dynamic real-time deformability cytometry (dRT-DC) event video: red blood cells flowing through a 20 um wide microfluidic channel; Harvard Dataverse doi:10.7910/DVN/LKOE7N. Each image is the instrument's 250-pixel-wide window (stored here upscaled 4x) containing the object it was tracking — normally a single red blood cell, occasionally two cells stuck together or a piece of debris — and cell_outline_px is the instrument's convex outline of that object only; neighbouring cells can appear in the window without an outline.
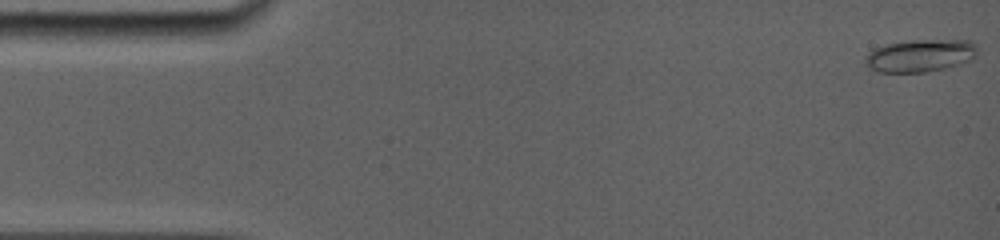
{"species": "common noctule bat (a hibernating species)", "species_latin": "Nyctalus noctula", "temperature_condition": "room temperature", "stored_images_in_passage": 51, "camera_frame_rate_fps": 5000, "um_per_image_px": 0.085, "animal": {"sex": "female", "body_mass_g": 19.0, "forearm_length_mm": 56.7}, "frame": {"image": 1, "passage_image": 1, "time_ms": 0.0, "image_size_px": [1000, 240], "cell_outline_px": [[976, 56], [960, 64], [944, 68], [924, 72], [880, 72], [872, 68], [864, 60], [864, 56], [868, 52], [876, 48], [888, 44], [912, 40], [972, 40], [976, 44]], "centroid_in_image_um": [78.24, 4.71], "position_along_channel_um": 6.8, "area_um2": 21.04}}
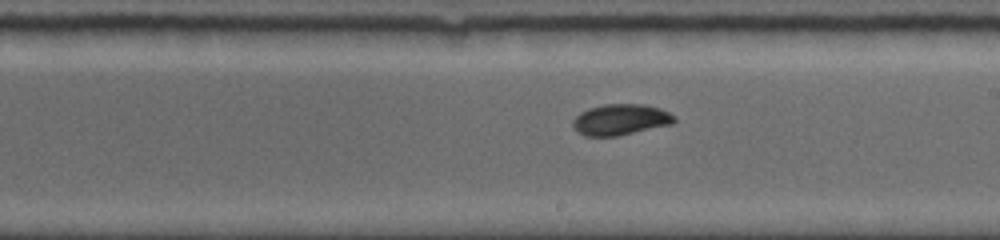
{"frame": {"image": 2, "passage_image": 29, "time_ms": 9.2, "image_size_px": [1000, 240], "cell_outline_px": [[676, 120], [672, 124], [616, 136], [584, 136], [576, 132], [572, 124], [572, 120], [580, 112], [588, 108], [604, 104], [644, 104], [660, 108], [676, 116]], "centroid_in_image_um": [52.72, 10.16], "position_along_channel_um": 236.3, "area_um2": 18.44}}
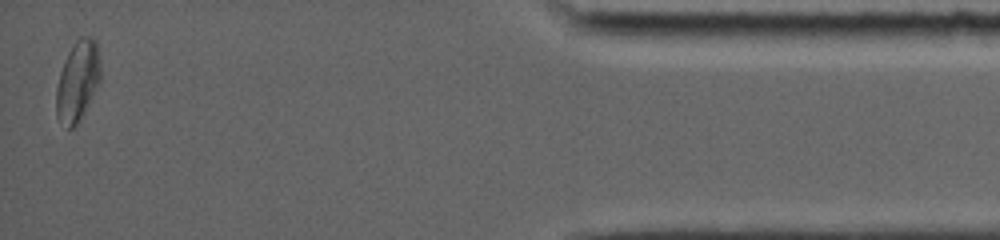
{"frame": {"image": 3, "passage_image": 51, "time_ms": 15.8, "image_size_px": [1000, 240], "cell_outline_px": [[100, 84], [80, 120], [72, 128], [68, 128], [56, 116], [56, 88], [60, 72], [68, 52], [72, 44], [80, 36], [92, 36], [96, 40], [100, 64]], "centroid_in_image_um": [6.62, 6.86], "position_along_channel_um": 428.6, "area_um2": 20.87}, "authors_computed_cell_mechanics": {"area_um2": 18.496, "velocity_mm_per_s": 3.8447, "shape_relaxation_time_tau1_ms": 2.9709, "shape_relaxation_time_tau2_ms": null, "deformation_change_tau1": 0.1319, "deformation_change_tau2": null}}